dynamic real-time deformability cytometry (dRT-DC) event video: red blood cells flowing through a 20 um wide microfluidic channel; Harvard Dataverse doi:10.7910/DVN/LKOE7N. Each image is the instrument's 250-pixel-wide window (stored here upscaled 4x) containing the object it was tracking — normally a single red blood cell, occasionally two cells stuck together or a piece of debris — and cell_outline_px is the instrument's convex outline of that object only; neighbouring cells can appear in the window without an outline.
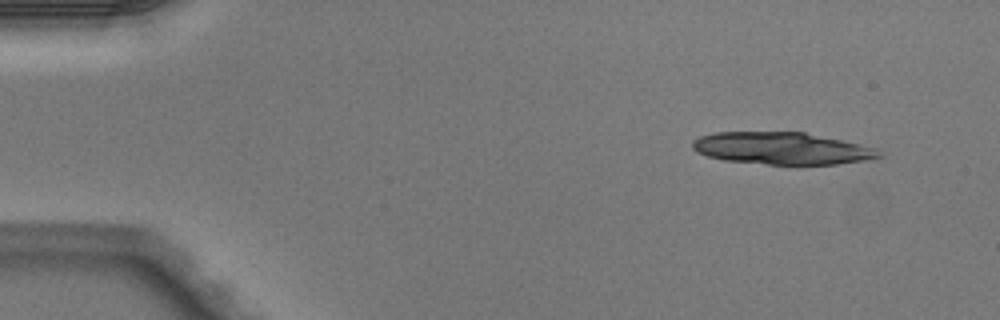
{"species": "Egyptian fruit bat (a non-hibernating species)", "species_latin": "Rousettus aegyptiacus", "temperature_condition": "warm", "stored_images_in_passage": 3, "camera_frame_rate_fps": 3000, "um_per_image_px": 0.085, "animal": {"sex": "male"}, "frame": {"image": 1, "passage_image": 1, "time_ms": 0.0, "image_size_px": [1000, 320], "cell_outline_px": [[884, 156], [868, 160], [836, 164], [768, 164], [724, 160], [708, 156], [696, 152], [692, 148], [692, 140], [700, 136], [716, 132], [804, 132], [876, 148]], "centroid_in_image_um": [66.44, 12.61], "position_along_channel_um": 18.6, "area_um2": 34.74}}